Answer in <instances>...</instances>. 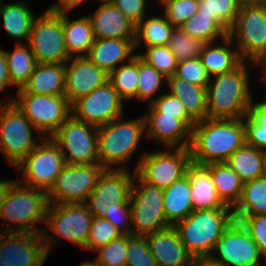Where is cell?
Returning <instances> with one entry per match:
<instances>
[{
    "label": "cell",
    "mask_w": 266,
    "mask_h": 266,
    "mask_svg": "<svg viewBox=\"0 0 266 266\" xmlns=\"http://www.w3.org/2000/svg\"><path fill=\"white\" fill-rule=\"evenodd\" d=\"M257 66H263L261 75L263 82L266 83V55L257 63Z\"/></svg>",
    "instance_id": "obj_58"
},
{
    "label": "cell",
    "mask_w": 266,
    "mask_h": 266,
    "mask_svg": "<svg viewBox=\"0 0 266 266\" xmlns=\"http://www.w3.org/2000/svg\"><path fill=\"white\" fill-rule=\"evenodd\" d=\"M211 257L224 266H261V253L251 236L224 232ZM217 255V256H216Z\"/></svg>",
    "instance_id": "obj_21"
},
{
    "label": "cell",
    "mask_w": 266,
    "mask_h": 266,
    "mask_svg": "<svg viewBox=\"0 0 266 266\" xmlns=\"http://www.w3.org/2000/svg\"><path fill=\"white\" fill-rule=\"evenodd\" d=\"M225 231L239 236H251L253 224L251 211L240 202H231L224 207Z\"/></svg>",
    "instance_id": "obj_41"
},
{
    "label": "cell",
    "mask_w": 266,
    "mask_h": 266,
    "mask_svg": "<svg viewBox=\"0 0 266 266\" xmlns=\"http://www.w3.org/2000/svg\"><path fill=\"white\" fill-rule=\"evenodd\" d=\"M66 164H97L98 127L71 117L51 136Z\"/></svg>",
    "instance_id": "obj_15"
},
{
    "label": "cell",
    "mask_w": 266,
    "mask_h": 266,
    "mask_svg": "<svg viewBox=\"0 0 266 266\" xmlns=\"http://www.w3.org/2000/svg\"><path fill=\"white\" fill-rule=\"evenodd\" d=\"M145 51L138 53L145 62L167 78L175 74L178 61L168 45L146 47Z\"/></svg>",
    "instance_id": "obj_44"
},
{
    "label": "cell",
    "mask_w": 266,
    "mask_h": 266,
    "mask_svg": "<svg viewBox=\"0 0 266 266\" xmlns=\"http://www.w3.org/2000/svg\"><path fill=\"white\" fill-rule=\"evenodd\" d=\"M246 144L266 151V99L244 117Z\"/></svg>",
    "instance_id": "obj_38"
},
{
    "label": "cell",
    "mask_w": 266,
    "mask_h": 266,
    "mask_svg": "<svg viewBox=\"0 0 266 266\" xmlns=\"http://www.w3.org/2000/svg\"><path fill=\"white\" fill-rule=\"evenodd\" d=\"M265 151L244 144L237 149L226 161L243 183L260 178Z\"/></svg>",
    "instance_id": "obj_32"
},
{
    "label": "cell",
    "mask_w": 266,
    "mask_h": 266,
    "mask_svg": "<svg viewBox=\"0 0 266 266\" xmlns=\"http://www.w3.org/2000/svg\"><path fill=\"white\" fill-rule=\"evenodd\" d=\"M160 7L172 26L179 28L198 11L199 0H166Z\"/></svg>",
    "instance_id": "obj_46"
},
{
    "label": "cell",
    "mask_w": 266,
    "mask_h": 266,
    "mask_svg": "<svg viewBox=\"0 0 266 266\" xmlns=\"http://www.w3.org/2000/svg\"><path fill=\"white\" fill-rule=\"evenodd\" d=\"M143 133H145L143 116L125 121L121 116L98 127L99 164L105 169H112V167L127 169L124 164L134 155ZM117 165L118 167H115Z\"/></svg>",
    "instance_id": "obj_4"
},
{
    "label": "cell",
    "mask_w": 266,
    "mask_h": 266,
    "mask_svg": "<svg viewBox=\"0 0 266 266\" xmlns=\"http://www.w3.org/2000/svg\"><path fill=\"white\" fill-rule=\"evenodd\" d=\"M65 97L72 105L108 81V73L86 56L71 57L66 63Z\"/></svg>",
    "instance_id": "obj_19"
},
{
    "label": "cell",
    "mask_w": 266,
    "mask_h": 266,
    "mask_svg": "<svg viewBox=\"0 0 266 266\" xmlns=\"http://www.w3.org/2000/svg\"><path fill=\"white\" fill-rule=\"evenodd\" d=\"M0 103L13 102L37 129L39 138L51 137L72 115L71 104L65 95L17 93Z\"/></svg>",
    "instance_id": "obj_8"
},
{
    "label": "cell",
    "mask_w": 266,
    "mask_h": 266,
    "mask_svg": "<svg viewBox=\"0 0 266 266\" xmlns=\"http://www.w3.org/2000/svg\"><path fill=\"white\" fill-rule=\"evenodd\" d=\"M173 29L164 14L161 17H144L136 25L135 49L142 44L145 47L168 45Z\"/></svg>",
    "instance_id": "obj_33"
},
{
    "label": "cell",
    "mask_w": 266,
    "mask_h": 266,
    "mask_svg": "<svg viewBox=\"0 0 266 266\" xmlns=\"http://www.w3.org/2000/svg\"><path fill=\"white\" fill-rule=\"evenodd\" d=\"M191 266H224L218 261L214 260L211 256L195 257Z\"/></svg>",
    "instance_id": "obj_56"
},
{
    "label": "cell",
    "mask_w": 266,
    "mask_h": 266,
    "mask_svg": "<svg viewBox=\"0 0 266 266\" xmlns=\"http://www.w3.org/2000/svg\"><path fill=\"white\" fill-rule=\"evenodd\" d=\"M105 168L97 164H66L47 192L49 203L85 204Z\"/></svg>",
    "instance_id": "obj_14"
},
{
    "label": "cell",
    "mask_w": 266,
    "mask_h": 266,
    "mask_svg": "<svg viewBox=\"0 0 266 266\" xmlns=\"http://www.w3.org/2000/svg\"><path fill=\"white\" fill-rule=\"evenodd\" d=\"M47 257L42 234L0 232V258L9 266H43Z\"/></svg>",
    "instance_id": "obj_18"
},
{
    "label": "cell",
    "mask_w": 266,
    "mask_h": 266,
    "mask_svg": "<svg viewBox=\"0 0 266 266\" xmlns=\"http://www.w3.org/2000/svg\"><path fill=\"white\" fill-rule=\"evenodd\" d=\"M244 61L231 72L211 77L207 85V118H244L255 106L249 85V65ZM249 76V77H248Z\"/></svg>",
    "instance_id": "obj_2"
},
{
    "label": "cell",
    "mask_w": 266,
    "mask_h": 266,
    "mask_svg": "<svg viewBox=\"0 0 266 266\" xmlns=\"http://www.w3.org/2000/svg\"><path fill=\"white\" fill-rule=\"evenodd\" d=\"M163 196V189L135 176L130 196L133 236H146L171 226L166 221Z\"/></svg>",
    "instance_id": "obj_12"
},
{
    "label": "cell",
    "mask_w": 266,
    "mask_h": 266,
    "mask_svg": "<svg viewBox=\"0 0 266 266\" xmlns=\"http://www.w3.org/2000/svg\"><path fill=\"white\" fill-rule=\"evenodd\" d=\"M69 12L71 9H63V33L67 52L71 57L86 56L95 41L90 19L83 16L71 20Z\"/></svg>",
    "instance_id": "obj_29"
},
{
    "label": "cell",
    "mask_w": 266,
    "mask_h": 266,
    "mask_svg": "<svg viewBox=\"0 0 266 266\" xmlns=\"http://www.w3.org/2000/svg\"><path fill=\"white\" fill-rule=\"evenodd\" d=\"M241 0H199V15L218 16L230 29L236 20Z\"/></svg>",
    "instance_id": "obj_42"
},
{
    "label": "cell",
    "mask_w": 266,
    "mask_h": 266,
    "mask_svg": "<svg viewBox=\"0 0 266 266\" xmlns=\"http://www.w3.org/2000/svg\"><path fill=\"white\" fill-rule=\"evenodd\" d=\"M48 205L47 192L24 186L16 179L9 180L1 218L5 223L10 222L8 227L2 226V232L42 234L44 227L36 224L46 221Z\"/></svg>",
    "instance_id": "obj_3"
},
{
    "label": "cell",
    "mask_w": 266,
    "mask_h": 266,
    "mask_svg": "<svg viewBox=\"0 0 266 266\" xmlns=\"http://www.w3.org/2000/svg\"><path fill=\"white\" fill-rule=\"evenodd\" d=\"M163 206L166 221L174 226L193 212L191 183L187 174L163 190Z\"/></svg>",
    "instance_id": "obj_30"
},
{
    "label": "cell",
    "mask_w": 266,
    "mask_h": 266,
    "mask_svg": "<svg viewBox=\"0 0 266 266\" xmlns=\"http://www.w3.org/2000/svg\"><path fill=\"white\" fill-rule=\"evenodd\" d=\"M127 244L128 234H122L96 250L98 256L95 260L102 266H126Z\"/></svg>",
    "instance_id": "obj_47"
},
{
    "label": "cell",
    "mask_w": 266,
    "mask_h": 266,
    "mask_svg": "<svg viewBox=\"0 0 266 266\" xmlns=\"http://www.w3.org/2000/svg\"><path fill=\"white\" fill-rule=\"evenodd\" d=\"M206 43L186 33L181 27L174 28L168 47L178 62L199 58Z\"/></svg>",
    "instance_id": "obj_40"
},
{
    "label": "cell",
    "mask_w": 266,
    "mask_h": 266,
    "mask_svg": "<svg viewBox=\"0 0 266 266\" xmlns=\"http://www.w3.org/2000/svg\"><path fill=\"white\" fill-rule=\"evenodd\" d=\"M108 81L123 101L137 99L138 54L109 73Z\"/></svg>",
    "instance_id": "obj_37"
},
{
    "label": "cell",
    "mask_w": 266,
    "mask_h": 266,
    "mask_svg": "<svg viewBox=\"0 0 266 266\" xmlns=\"http://www.w3.org/2000/svg\"><path fill=\"white\" fill-rule=\"evenodd\" d=\"M98 1H101L103 3V2H110L111 0H98Z\"/></svg>",
    "instance_id": "obj_63"
},
{
    "label": "cell",
    "mask_w": 266,
    "mask_h": 266,
    "mask_svg": "<svg viewBox=\"0 0 266 266\" xmlns=\"http://www.w3.org/2000/svg\"><path fill=\"white\" fill-rule=\"evenodd\" d=\"M92 219L86 204L49 203L45 221L48 228L42 232L48 255L52 251L51 246L62 237L86 250Z\"/></svg>",
    "instance_id": "obj_5"
},
{
    "label": "cell",
    "mask_w": 266,
    "mask_h": 266,
    "mask_svg": "<svg viewBox=\"0 0 266 266\" xmlns=\"http://www.w3.org/2000/svg\"><path fill=\"white\" fill-rule=\"evenodd\" d=\"M246 143L244 118L204 119L192 129L189 146L191 161L207 165L226 162Z\"/></svg>",
    "instance_id": "obj_1"
},
{
    "label": "cell",
    "mask_w": 266,
    "mask_h": 266,
    "mask_svg": "<svg viewBox=\"0 0 266 266\" xmlns=\"http://www.w3.org/2000/svg\"><path fill=\"white\" fill-rule=\"evenodd\" d=\"M124 101L109 81L71 105L72 116L95 127H101L123 116Z\"/></svg>",
    "instance_id": "obj_16"
},
{
    "label": "cell",
    "mask_w": 266,
    "mask_h": 266,
    "mask_svg": "<svg viewBox=\"0 0 266 266\" xmlns=\"http://www.w3.org/2000/svg\"><path fill=\"white\" fill-rule=\"evenodd\" d=\"M228 36L244 61L257 64L266 55V0L242 2Z\"/></svg>",
    "instance_id": "obj_6"
},
{
    "label": "cell",
    "mask_w": 266,
    "mask_h": 266,
    "mask_svg": "<svg viewBox=\"0 0 266 266\" xmlns=\"http://www.w3.org/2000/svg\"><path fill=\"white\" fill-rule=\"evenodd\" d=\"M95 38L135 39L136 25L111 2H103L89 15Z\"/></svg>",
    "instance_id": "obj_23"
},
{
    "label": "cell",
    "mask_w": 266,
    "mask_h": 266,
    "mask_svg": "<svg viewBox=\"0 0 266 266\" xmlns=\"http://www.w3.org/2000/svg\"><path fill=\"white\" fill-rule=\"evenodd\" d=\"M26 2H0V14L2 15L3 26L9 37L17 40L20 43L24 39V44L27 43L31 27L36 14L26 5ZM20 40V42H18Z\"/></svg>",
    "instance_id": "obj_31"
},
{
    "label": "cell",
    "mask_w": 266,
    "mask_h": 266,
    "mask_svg": "<svg viewBox=\"0 0 266 266\" xmlns=\"http://www.w3.org/2000/svg\"><path fill=\"white\" fill-rule=\"evenodd\" d=\"M143 115L145 136L161 143L164 148H189L192 129L179 118L158 113L150 104Z\"/></svg>",
    "instance_id": "obj_20"
},
{
    "label": "cell",
    "mask_w": 266,
    "mask_h": 266,
    "mask_svg": "<svg viewBox=\"0 0 266 266\" xmlns=\"http://www.w3.org/2000/svg\"><path fill=\"white\" fill-rule=\"evenodd\" d=\"M130 203H110L104 209V216L109 220L122 234L132 235Z\"/></svg>",
    "instance_id": "obj_51"
},
{
    "label": "cell",
    "mask_w": 266,
    "mask_h": 266,
    "mask_svg": "<svg viewBox=\"0 0 266 266\" xmlns=\"http://www.w3.org/2000/svg\"><path fill=\"white\" fill-rule=\"evenodd\" d=\"M33 130L37 131L13 102L0 103V152L12 166L18 165L43 139L33 138Z\"/></svg>",
    "instance_id": "obj_9"
},
{
    "label": "cell",
    "mask_w": 266,
    "mask_h": 266,
    "mask_svg": "<svg viewBox=\"0 0 266 266\" xmlns=\"http://www.w3.org/2000/svg\"><path fill=\"white\" fill-rule=\"evenodd\" d=\"M252 232L251 237L259 247L261 256L266 257V214L252 215Z\"/></svg>",
    "instance_id": "obj_53"
},
{
    "label": "cell",
    "mask_w": 266,
    "mask_h": 266,
    "mask_svg": "<svg viewBox=\"0 0 266 266\" xmlns=\"http://www.w3.org/2000/svg\"><path fill=\"white\" fill-rule=\"evenodd\" d=\"M174 228L194 258L211 256L225 232L224 208L193 211Z\"/></svg>",
    "instance_id": "obj_7"
},
{
    "label": "cell",
    "mask_w": 266,
    "mask_h": 266,
    "mask_svg": "<svg viewBox=\"0 0 266 266\" xmlns=\"http://www.w3.org/2000/svg\"><path fill=\"white\" fill-rule=\"evenodd\" d=\"M191 183V202L193 211L224 208L211 176V163L200 165L190 162L186 169Z\"/></svg>",
    "instance_id": "obj_25"
},
{
    "label": "cell",
    "mask_w": 266,
    "mask_h": 266,
    "mask_svg": "<svg viewBox=\"0 0 266 266\" xmlns=\"http://www.w3.org/2000/svg\"><path fill=\"white\" fill-rule=\"evenodd\" d=\"M169 93L178 97L187 114L195 121L207 118V87L198 86L172 75L167 78Z\"/></svg>",
    "instance_id": "obj_28"
},
{
    "label": "cell",
    "mask_w": 266,
    "mask_h": 266,
    "mask_svg": "<svg viewBox=\"0 0 266 266\" xmlns=\"http://www.w3.org/2000/svg\"><path fill=\"white\" fill-rule=\"evenodd\" d=\"M0 266H9V265L5 263L2 258H0Z\"/></svg>",
    "instance_id": "obj_61"
},
{
    "label": "cell",
    "mask_w": 266,
    "mask_h": 266,
    "mask_svg": "<svg viewBox=\"0 0 266 266\" xmlns=\"http://www.w3.org/2000/svg\"><path fill=\"white\" fill-rule=\"evenodd\" d=\"M239 202L246 206L252 215L266 214V179L260 177L243 183Z\"/></svg>",
    "instance_id": "obj_43"
},
{
    "label": "cell",
    "mask_w": 266,
    "mask_h": 266,
    "mask_svg": "<svg viewBox=\"0 0 266 266\" xmlns=\"http://www.w3.org/2000/svg\"><path fill=\"white\" fill-rule=\"evenodd\" d=\"M9 188V180H0V218L6 191Z\"/></svg>",
    "instance_id": "obj_57"
},
{
    "label": "cell",
    "mask_w": 266,
    "mask_h": 266,
    "mask_svg": "<svg viewBox=\"0 0 266 266\" xmlns=\"http://www.w3.org/2000/svg\"><path fill=\"white\" fill-rule=\"evenodd\" d=\"M65 165L59 146L51 137H45L15 166L23 172L22 179L16 180L24 186L48 192Z\"/></svg>",
    "instance_id": "obj_11"
},
{
    "label": "cell",
    "mask_w": 266,
    "mask_h": 266,
    "mask_svg": "<svg viewBox=\"0 0 266 266\" xmlns=\"http://www.w3.org/2000/svg\"><path fill=\"white\" fill-rule=\"evenodd\" d=\"M129 20L137 25L145 16L146 13V0H111Z\"/></svg>",
    "instance_id": "obj_52"
},
{
    "label": "cell",
    "mask_w": 266,
    "mask_h": 266,
    "mask_svg": "<svg viewBox=\"0 0 266 266\" xmlns=\"http://www.w3.org/2000/svg\"><path fill=\"white\" fill-rule=\"evenodd\" d=\"M174 75L191 84L203 87H207L211 79L200 58L178 62Z\"/></svg>",
    "instance_id": "obj_50"
},
{
    "label": "cell",
    "mask_w": 266,
    "mask_h": 266,
    "mask_svg": "<svg viewBox=\"0 0 266 266\" xmlns=\"http://www.w3.org/2000/svg\"><path fill=\"white\" fill-rule=\"evenodd\" d=\"M167 82V77L157 71L154 67L145 62L138 55V86L137 99L139 101H149V104L155 100L161 91L162 82ZM154 97V98H153Z\"/></svg>",
    "instance_id": "obj_39"
},
{
    "label": "cell",
    "mask_w": 266,
    "mask_h": 266,
    "mask_svg": "<svg viewBox=\"0 0 266 266\" xmlns=\"http://www.w3.org/2000/svg\"><path fill=\"white\" fill-rule=\"evenodd\" d=\"M37 63H66L68 54L63 33V9H46L36 16L27 41Z\"/></svg>",
    "instance_id": "obj_10"
},
{
    "label": "cell",
    "mask_w": 266,
    "mask_h": 266,
    "mask_svg": "<svg viewBox=\"0 0 266 266\" xmlns=\"http://www.w3.org/2000/svg\"><path fill=\"white\" fill-rule=\"evenodd\" d=\"M157 1H159V5H161L164 1H166V0H157Z\"/></svg>",
    "instance_id": "obj_64"
},
{
    "label": "cell",
    "mask_w": 266,
    "mask_h": 266,
    "mask_svg": "<svg viewBox=\"0 0 266 266\" xmlns=\"http://www.w3.org/2000/svg\"><path fill=\"white\" fill-rule=\"evenodd\" d=\"M134 50L135 39L95 38L86 57L109 74L129 62L136 55Z\"/></svg>",
    "instance_id": "obj_24"
},
{
    "label": "cell",
    "mask_w": 266,
    "mask_h": 266,
    "mask_svg": "<svg viewBox=\"0 0 266 266\" xmlns=\"http://www.w3.org/2000/svg\"><path fill=\"white\" fill-rule=\"evenodd\" d=\"M65 63H37L27 83L17 93L64 95Z\"/></svg>",
    "instance_id": "obj_26"
},
{
    "label": "cell",
    "mask_w": 266,
    "mask_h": 266,
    "mask_svg": "<svg viewBox=\"0 0 266 266\" xmlns=\"http://www.w3.org/2000/svg\"><path fill=\"white\" fill-rule=\"evenodd\" d=\"M8 86L13 85L9 75L5 52L3 49H0V92H2Z\"/></svg>",
    "instance_id": "obj_54"
},
{
    "label": "cell",
    "mask_w": 266,
    "mask_h": 266,
    "mask_svg": "<svg viewBox=\"0 0 266 266\" xmlns=\"http://www.w3.org/2000/svg\"><path fill=\"white\" fill-rule=\"evenodd\" d=\"M135 176L136 171L130 174L128 168L105 169L85 203L93 217H103L104 209L110 203H130Z\"/></svg>",
    "instance_id": "obj_17"
},
{
    "label": "cell",
    "mask_w": 266,
    "mask_h": 266,
    "mask_svg": "<svg viewBox=\"0 0 266 266\" xmlns=\"http://www.w3.org/2000/svg\"><path fill=\"white\" fill-rule=\"evenodd\" d=\"M261 177L266 179V151H265L264 161H263V165H262Z\"/></svg>",
    "instance_id": "obj_60"
},
{
    "label": "cell",
    "mask_w": 266,
    "mask_h": 266,
    "mask_svg": "<svg viewBox=\"0 0 266 266\" xmlns=\"http://www.w3.org/2000/svg\"><path fill=\"white\" fill-rule=\"evenodd\" d=\"M211 176L217 194L225 205L239 202L243 182L226 162L211 163Z\"/></svg>",
    "instance_id": "obj_34"
},
{
    "label": "cell",
    "mask_w": 266,
    "mask_h": 266,
    "mask_svg": "<svg viewBox=\"0 0 266 266\" xmlns=\"http://www.w3.org/2000/svg\"><path fill=\"white\" fill-rule=\"evenodd\" d=\"M121 235V231L109 220L102 217H93L86 250L95 252Z\"/></svg>",
    "instance_id": "obj_45"
},
{
    "label": "cell",
    "mask_w": 266,
    "mask_h": 266,
    "mask_svg": "<svg viewBox=\"0 0 266 266\" xmlns=\"http://www.w3.org/2000/svg\"><path fill=\"white\" fill-rule=\"evenodd\" d=\"M4 52L12 85L22 89L34 72L37 61L27 43H17L13 52Z\"/></svg>",
    "instance_id": "obj_35"
},
{
    "label": "cell",
    "mask_w": 266,
    "mask_h": 266,
    "mask_svg": "<svg viewBox=\"0 0 266 266\" xmlns=\"http://www.w3.org/2000/svg\"><path fill=\"white\" fill-rule=\"evenodd\" d=\"M222 41L220 45L206 43L199 57L210 77L231 72L244 62L238 49H232L233 41L228 35Z\"/></svg>",
    "instance_id": "obj_27"
},
{
    "label": "cell",
    "mask_w": 266,
    "mask_h": 266,
    "mask_svg": "<svg viewBox=\"0 0 266 266\" xmlns=\"http://www.w3.org/2000/svg\"><path fill=\"white\" fill-rule=\"evenodd\" d=\"M150 105L158 112L164 115L174 116L175 118L182 119L191 129L195 126L196 122L187 114L185 107L179 101L178 97L172 96L169 92L159 94Z\"/></svg>",
    "instance_id": "obj_49"
},
{
    "label": "cell",
    "mask_w": 266,
    "mask_h": 266,
    "mask_svg": "<svg viewBox=\"0 0 266 266\" xmlns=\"http://www.w3.org/2000/svg\"><path fill=\"white\" fill-rule=\"evenodd\" d=\"M164 149L145 152L134 169L143 182L163 190L184 176L191 162L189 148Z\"/></svg>",
    "instance_id": "obj_13"
},
{
    "label": "cell",
    "mask_w": 266,
    "mask_h": 266,
    "mask_svg": "<svg viewBox=\"0 0 266 266\" xmlns=\"http://www.w3.org/2000/svg\"><path fill=\"white\" fill-rule=\"evenodd\" d=\"M158 266H191L194 257L181 242L174 226L145 236Z\"/></svg>",
    "instance_id": "obj_22"
},
{
    "label": "cell",
    "mask_w": 266,
    "mask_h": 266,
    "mask_svg": "<svg viewBox=\"0 0 266 266\" xmlns=\"http://www.w3.org/2000/svg\"><path fill=\"white\" fill-rule=\"evenodd\" d=\"M242 2L265 1V0H241Z\"/></svg>",
    "instance_id": "obj_62"
},
{
    "label": "cell",
    "mask_w": 266,
    "mask_h": 266,
    "mask_svg": "<svg viewBox=\"0 0 266 266\" xmlns=\"http://www.w3.org/2000/svg\"><path fill=\"white\" fill-rule=\"evenodd\" d=\"M80 266H102L99 262H97L95 259L93 261H86L82 262Z\"/></svg>",
    "instance_id": "obj_59"
},
{
    "label": "cell",
    "mask_w": 266,
    "mask_h": 266,
    "mask_svg": "<svg viewBox=\"0 0 266 266\" xmlns=\"http://www.w3.org/2000/svg\"><path fill=\"white\" fill-rule=\"evenodd\" d=\"M181 28L204 43H213L217 38L222 40L230 30L218 16L199 15V11L187 20Z\"/></svg>",
    "instance_id": "obj_36"
},
{
    "label": "cell",
    "mask_w": 266,
    "mask_h": 266,
    "mask_svg": "<svg viewBox=\"0 0 266 266\" xmlns=\"http://www.w3.org/2000/svg\"><path fill=\"white\" fill-rule=\"evenodd\" d=\"M86 0H57L53 5H51L49 10H61V9H74L78 5L82 4Z\"/></svg>",
    "instance_id": "obj_55"
},
{
    "label": "cell",
    "mask_w": 266,
    "mask_h": 266,
    "mask_svg": "<svg viewBox=\"0 0 266 266\" xmlns=\"http://www.w3.org/2000/svg\"><path fill=\"white\" fill-rule=\"evenodd\" d=\"M126 266H158L145 236L128 234Z\"/></svg>",
    "instance_id": "obj_48"
}]
</instances>
